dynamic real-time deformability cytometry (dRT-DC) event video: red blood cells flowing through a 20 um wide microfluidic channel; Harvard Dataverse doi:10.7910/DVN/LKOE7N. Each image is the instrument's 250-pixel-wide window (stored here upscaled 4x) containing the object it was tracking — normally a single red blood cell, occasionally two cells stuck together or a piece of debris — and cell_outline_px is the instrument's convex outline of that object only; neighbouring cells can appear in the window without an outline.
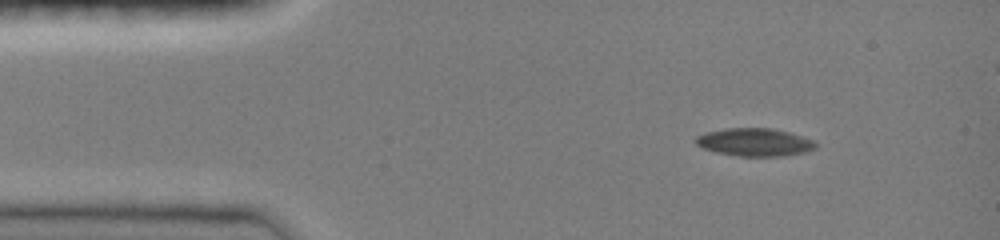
{"species": "common noctule bat (a hibernating species)", "species_latin": "Nyctalus noctula", "temperature_condition": "room temperature", "stored_images_in_passage": 7, "camera_frame_rate_fps": 3000, "um_per_image_px": 0.085, "animal": {"sex": "female", "body_mass_g": 19.0, "forearm_length_mm": 51.5}, "frame": {"image": 1, "passage_image": 3, "time_ms": 0.667, "image_size_px": [1000, 240], "cell_outline_px": [[816, 148], [804, 152], [784, 156], [740, 156], [716, 152], [704, 148], [696, 144], [692, 140], [696, 136], [704, 132], [728, 128], [772, 128], [788, 132], [812, 140], [816, 144]], "centroid_in_image_um": [64.09, 12.08], "position_along_channel_um": 20.9, "area_um2": 19.42}}
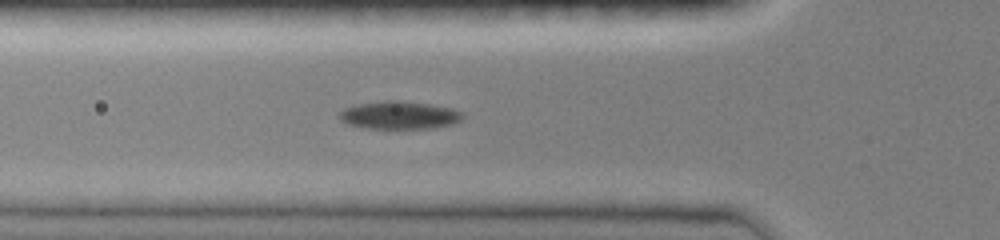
{"frame": {"image": 2, "passage_image": 7, "time_ms": 2.0, "image_size_px": [1000, 240], "cell_outline_px": [[464, 116], [460, 120], [452, 124], [432, 128], [368, 128], [348, 124], [340, 120], [340, 112], [344, 108], [360, 104], [384, 100], [396, 100], [432, 104], [452, 108], [464, 112]], "centroid_in_image_um": [33.98, 9.78], "position_along_channel_um": 91.8, "area_um2": 19.94}}